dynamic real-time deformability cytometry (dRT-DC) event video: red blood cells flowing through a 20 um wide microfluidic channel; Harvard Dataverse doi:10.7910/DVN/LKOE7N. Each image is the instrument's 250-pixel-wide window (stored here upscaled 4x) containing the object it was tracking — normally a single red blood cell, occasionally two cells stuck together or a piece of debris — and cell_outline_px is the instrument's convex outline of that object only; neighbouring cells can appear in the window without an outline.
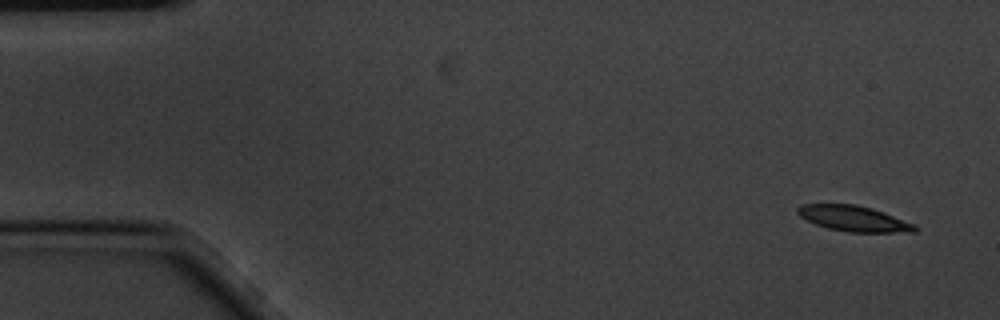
{"species": "common noctule bat (a hibernating species)", "species_latin": "Nyctalus noctula", "temperature_condition": "cold", "stored_images_in_passage": 6, "camera_frame_rate_fps": 3000, "um_per_image_px": 0.085, "animal": {"sex": "male", "body_mass_g": 20.1, "forearm_length_mm": 53.5}, "frame": {"image": 1, "passage_image": 1, "time_ms": 0.0, "image_size_px": [1000, 320], "cell_outline_px": [[920, 228], [916, 232], [848, 232], [828, 228], [816, 224], [800, 216], [796, 212], [796, 208], [800, 204], [856, 204], [872, 208], [884, 212], [916, 224]], "centroid_in_image_um": [72.61, 18.57], "position_along_channel_um": 12.4, "area_um2": 17.63}}
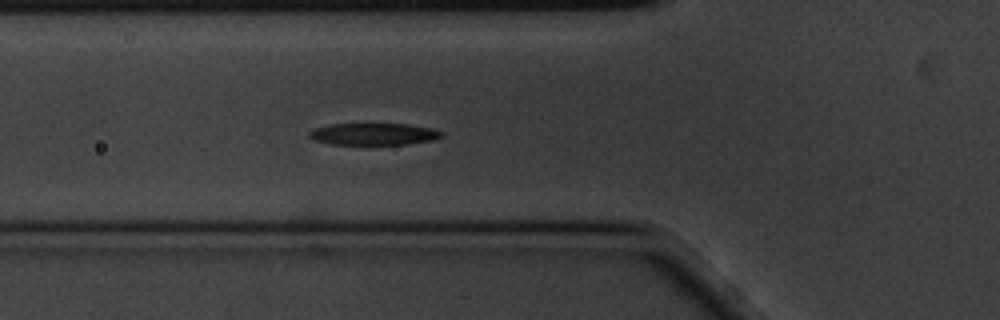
{"frame": {"image": 2, "passage_image": 6, "time_ms": 1.667, "image_size_px": [1000, 320], "cell_outline_px": [[444, 136], [432, 140], [404, 144], [332, 144], [312, 140], [308, 136], [308, 132], [316, 128], [328, 124], [408, 124], [432, 128], [444, 132]], "centroid_in_image_um": [31.76, 11.39], "position_along_channel_um": 94.0, "area_um2": 16.88}}